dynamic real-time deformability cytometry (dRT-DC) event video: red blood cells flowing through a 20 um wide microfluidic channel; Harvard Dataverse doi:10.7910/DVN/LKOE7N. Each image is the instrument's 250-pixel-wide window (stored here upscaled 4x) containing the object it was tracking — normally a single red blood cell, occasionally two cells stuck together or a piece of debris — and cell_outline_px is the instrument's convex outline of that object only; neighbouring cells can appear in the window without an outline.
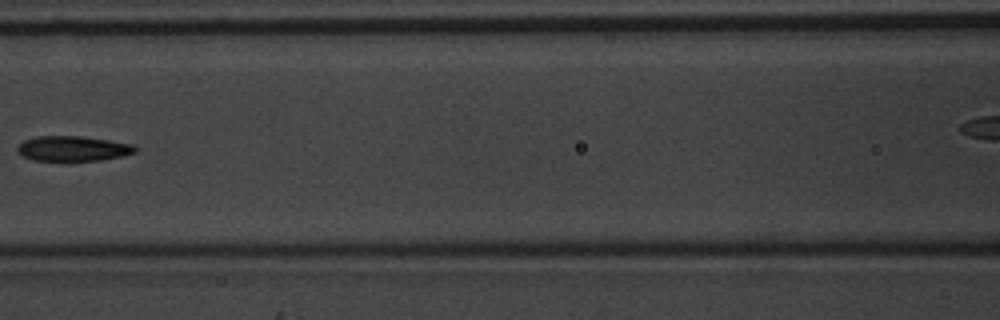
{"species": "common noctule bat (a hibernating species)", "species_latin": "Nyctalus noctula", "temperature_condition": "warm", "stored_images_in_passage": 8, "camera_frame_rate_fps": 3000, "um_per_image_px": 0.085, "animal": {"sex": "male", "body_mass_g": 20.1, "forearm_length_mm": 53.5}, "frame": {"image": 1, "passage_image": 6, "time_ms": 1.667, "image_size_px": [1000, 320], "cell_outline_px": [[136, 152], [104, 160], [68, 164], [32, 160], [24, 156], [16, 148], [24, 140], [36, 136], [80, 136], [108, 140], [132, 144], [136, 148]], "centroid_in_image_um": [6.17, 12.68], "position_along_channel_um": 160.4, "area_um2": 17.98}}
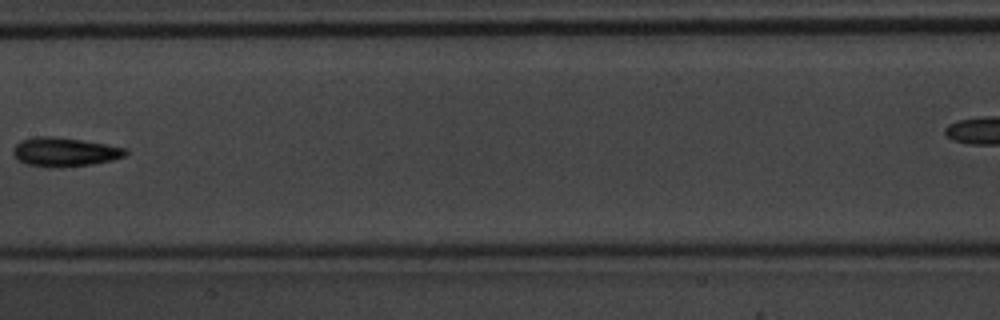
{"frame": {"image": 2, "passage_image": 7, "time_ms": 2.0, "image_size_px": [1000, 320], "cell_outline_px": [[128, 152], [124, 156], [112, 160], [92, 164], [60, 168], [52, 168], [28, 164], [20, 160], [12, 152], [12, 148], [20, 140], [36, 136], [52, 136], [80, 140], [128, 148]], "centroid_in_image_um": [5.49, 12.92], "position_along_channel_um": 201.9, "area_um2": 18.96}}